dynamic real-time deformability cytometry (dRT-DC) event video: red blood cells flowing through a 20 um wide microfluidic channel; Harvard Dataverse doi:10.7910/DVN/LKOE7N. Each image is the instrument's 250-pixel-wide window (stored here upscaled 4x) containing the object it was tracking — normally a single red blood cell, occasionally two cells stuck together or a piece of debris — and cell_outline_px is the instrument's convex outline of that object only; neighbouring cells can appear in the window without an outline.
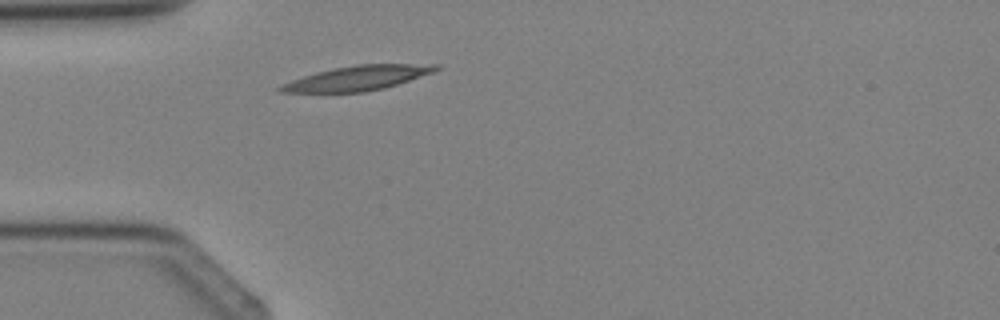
{"species": "Egyptian fruit bat (a non-hibernating species)", "species_latin": "Rousettus aegyptiacus", "temperature_condition": "cold", "stored_images_in_passage": 2, "camera_frame_rate_fps": 3000, "um_per_image_px": 0.085, "animal": {"sex": "female"}, "frame": {"image": 1, "passage_image": 2, "time_ms": 1.333, "image_size_px": [1000, 320], "cell_outline_px": [[440, 68], [432, 72], [384, 88], [364, 92], [280, 92], [276, 88], [280, 84], [316, 72], [356, 64], [440, 64]], "centroid_in_image_um": [30.36, 6.63], "position_along_channel_um": 54.6, "area_um2": 21.96}}